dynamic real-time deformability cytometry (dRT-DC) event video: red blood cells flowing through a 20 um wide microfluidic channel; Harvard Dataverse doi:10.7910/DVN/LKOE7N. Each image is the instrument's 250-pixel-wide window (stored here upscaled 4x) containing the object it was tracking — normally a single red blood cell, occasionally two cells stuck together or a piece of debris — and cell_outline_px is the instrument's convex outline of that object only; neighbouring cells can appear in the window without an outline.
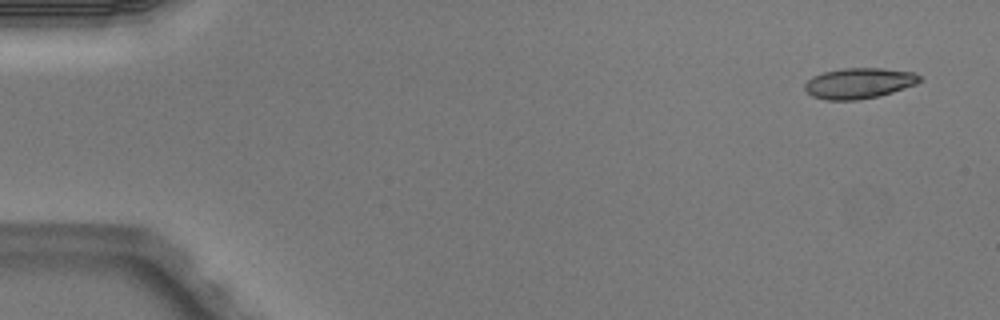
{"species": "Egyptian fruit bat (a non-hibernating species)", "species_latin": "Rousettus aegyptiacus", "temperature_condition": "warm", "stored_images_in_passage": 5, "camera_frame_rate_fps": 3000, "um_per_image_px": 0.085, "animal": {"sex": "male"}, "frame": {"image": 1, "passage_image": 1, "time_ms": 0.0, "image_size_px": [1000, 320], "cell_outline_px": [[920, 80], [916, 84], [880, 96], [860, 100], [828, 100], [812, 96], [804, 88], [804, 84], [812, 76], [824, 72], [844, 68], [884, 68], [912, 72], [920, 76]], "centroid_in_image_um": [73.0, 7.08], "position_along_channel_um": 12.0, "area_um2": 20.46}}
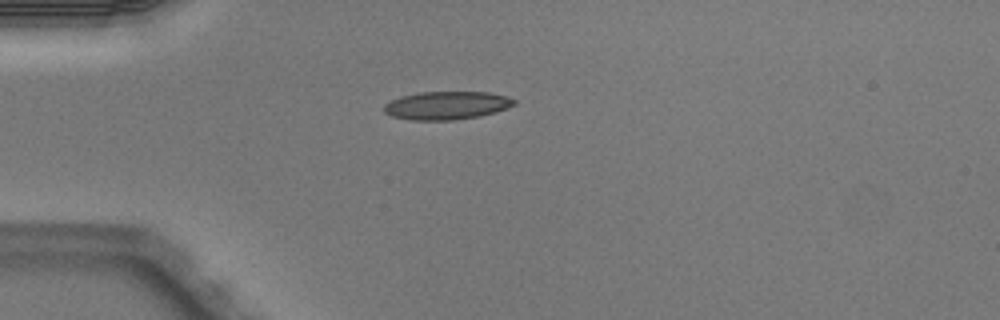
{"frame": {"image": 2, "passage_image": 4, "time_ms": 1.0, "image_size_px": [1000, 320], "cell_outline_px": [[516, 104], [508, 108], [496, 112], [480, 116], [452, 120], [408, 120], [392, 116], [384, 112], [384, 104], [400, 96], [420, 92], [488, 92], [508, 96], [516, 100]], "centroid_in_image_um": [37.99, 8.96], "position_along_channel_um": 47.0, "area_um2": 21.5}}